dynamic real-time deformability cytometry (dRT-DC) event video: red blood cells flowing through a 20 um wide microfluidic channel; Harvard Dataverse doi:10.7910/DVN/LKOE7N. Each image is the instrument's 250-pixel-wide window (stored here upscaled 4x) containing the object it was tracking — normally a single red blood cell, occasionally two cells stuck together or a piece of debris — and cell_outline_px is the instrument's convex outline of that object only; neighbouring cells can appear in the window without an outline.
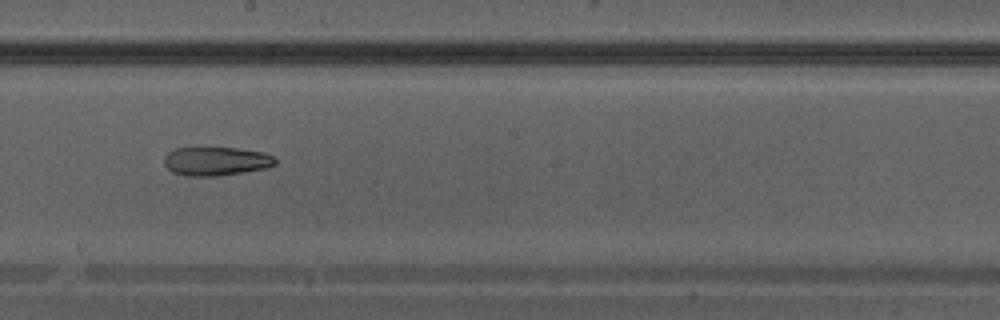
{"species": "Egyptian fruit bat (a non-hibernating species)", "species_latin": "Rousettus aegyptiacus", "temperature_condition": "warm", "stored_images_in_passage": 37, "camera_frame_rate_fps": 3000, "um_per_image_px": 0.085, "animal": {"sex": "male"}, "frame": {"image": 1, "passage_image": 22, "time_ms": 7.0, "image_size_px": [1000, 320], "cell_outline_px": [[276, 164], [268, 168], [216, 176], [188, 176], [172, 172], [164, 164], [164, 156], [168, 152], [176, 148], [196, 144], [236, 148], [264, 152], [272, 156], [276, 160]], "centroid_in_image_um": [18.31, 13.65], "position_along_channel_um": 229.9, "area_um2": 19.42}}